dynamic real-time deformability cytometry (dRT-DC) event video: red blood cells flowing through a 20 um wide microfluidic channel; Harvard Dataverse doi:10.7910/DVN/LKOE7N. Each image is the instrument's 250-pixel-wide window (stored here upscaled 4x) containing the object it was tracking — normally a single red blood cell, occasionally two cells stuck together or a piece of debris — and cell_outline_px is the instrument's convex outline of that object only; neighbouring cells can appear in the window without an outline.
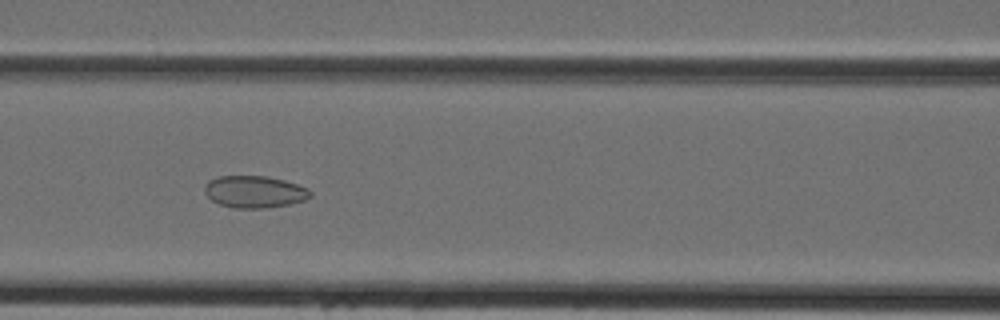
{"species": "Egyptian fruit bat (a non-hibernating species)", "species_latin": "Rousettus aegyptiacus", "temperature_condition": "cold", "stored_images_in_passage": 45, "camera_frame_rate_fps": 3000, "um_per_image_px": 0.085, "animal": {"sex": "female"}, "frame": {"image": 1, "passage_image": 20, "time_ms": 6.333, "image_size_px": [1000, 320], "cell_outline_px": [[312, 196], [304, 200], [288, 204], [264, 208], [232, 208], [220, 204], [212, 200], [204, 192], [204, 188], [208, 180], [216, 176], [268, 176], [284, 180], [308, 188], [312, 192]], "centroid_in_image_um": [21.62, 16.29], "position_along_channel_um": 145.0, "area_um2": 19.77}}
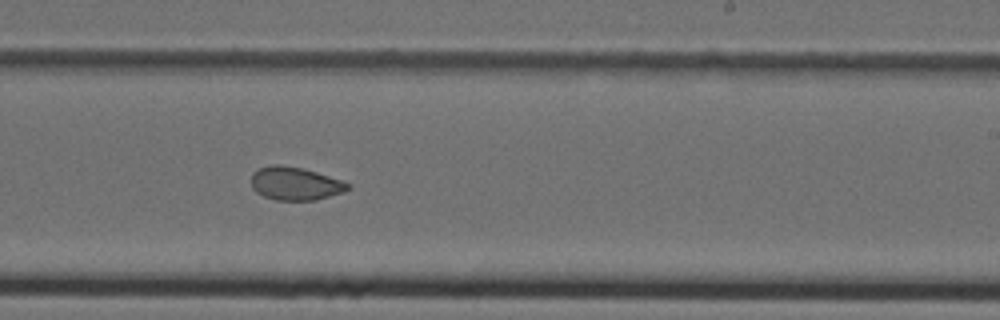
{"frame": {"image": 2, "passage_image": 28, "time_ms": 9.0, "image_size_px": [1000, 320], "cell_outline_px": [[352, 188], [316, 200], [276, 200], [264, 196], [256, 192], [252, 188], [252, 172], [260, 168], [272, 164], [280, 164], [304, 168], [352, 184]], "centroid_in_image_um": [25.07, 15.59], "position_along_channel_um": 263.9, "area_um2": 18.61}}
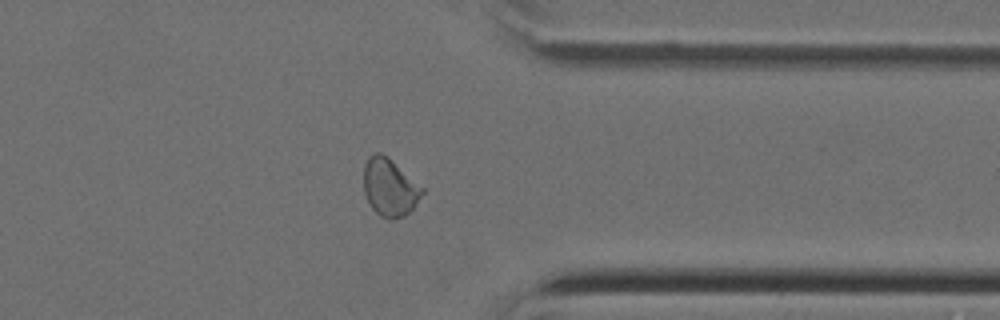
{"frame": {"image": 3, "passage_image": 36, "time_ms": 11.667, "image_size_px": [1000, 320], "cell_outline_px": [[424, 192], [412, 208], [404, 216], [392, 220], [388, 220], [380, 216], [372, 208], [364, 192], [364, 164], [368, 156], [376, 152], [380, 152], [388, 156], [424, 188]], "centroid_in_image_um": [33.11, 15.91], "position_along_channel_um": 378.3, "area_um2": 19.71}}